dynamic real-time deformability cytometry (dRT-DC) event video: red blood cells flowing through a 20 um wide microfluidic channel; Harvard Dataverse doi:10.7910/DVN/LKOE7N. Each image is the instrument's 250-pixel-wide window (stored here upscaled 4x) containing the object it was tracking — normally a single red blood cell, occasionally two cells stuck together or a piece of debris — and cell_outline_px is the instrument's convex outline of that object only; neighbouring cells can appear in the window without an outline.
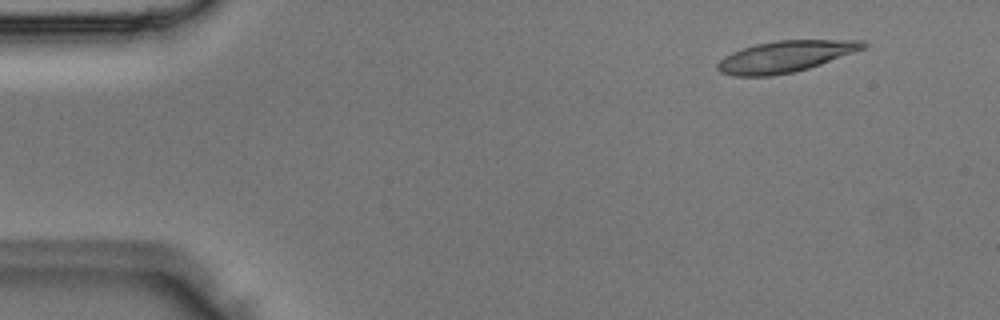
{"species": "Egyptian fruit bat (a non-hibernating species)", "species_latin": "Rousettus aegyptiacus", "temperature_condition": "room temperature", "stored_images_in_passage": 4, "camera_frame_rate_fps": 3000, "um_per_image_px": 0.085, "animal": {"sex": "male"}, "frame": {"image": 1, "passage_image": 1, "time_ms": 0.0, "image_size_px": [1000, 320], "cell_outline_px": [[868, 44], [864, 48], [820, 64], [796, 72], [772, 76], [732, 76], [720, 72], [716, 68], [716, 64], [724, 56], [732, 52], [756, 44], [776, 40], [864, 40]], "centroid_in_image_um": [66.71, 4.81], "position_along_channel_um": 18.3, "area_um2": 26.53}}